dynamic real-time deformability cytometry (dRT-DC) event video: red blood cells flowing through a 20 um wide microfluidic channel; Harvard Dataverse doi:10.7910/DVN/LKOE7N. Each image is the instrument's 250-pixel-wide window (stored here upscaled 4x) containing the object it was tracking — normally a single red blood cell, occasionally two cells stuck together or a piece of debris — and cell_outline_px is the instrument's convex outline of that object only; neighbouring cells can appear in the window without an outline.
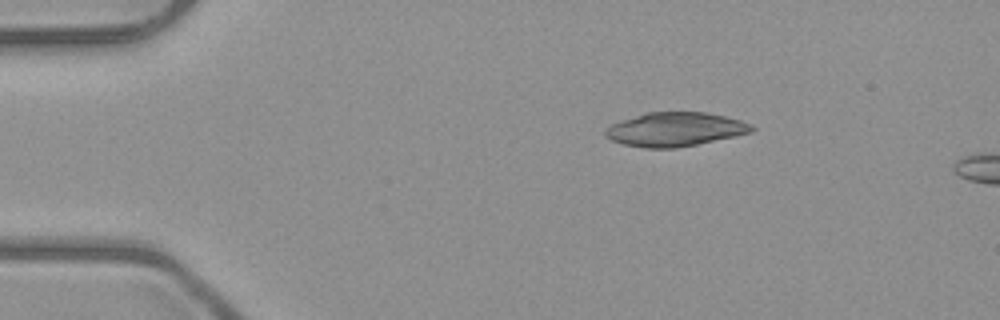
{"species": "common noctule bat (a hibernating species)", "species_latin": "Nyctalus noctula", "temperature_condition": "room temperature", "stored_images_in_passage": 3, "camera_frame_rate_fps": 3000, "um_per_image_px": 0.085, "animal": {"sex": "male", "body_mass_g": 23.1, "forearm_length_mm": 52.7}, "frame": {"image": 1, "passage_image": 1, "time_ms": 0.0, "image_size_px": [1000, 320], "cell_outline_px": [[756, 128], [752, 132], [736, 136], [676, 148], [644, 148], [624, 144], [612, 140], [604, 136], [604, 128], [612, 124], [648, 112], [708, 112], [740, 120], [752, 124]], "centroid_in_image_um": [57.4, 11.0], "position_along_channel_um": 27.6, "area_um2": 28.84}}